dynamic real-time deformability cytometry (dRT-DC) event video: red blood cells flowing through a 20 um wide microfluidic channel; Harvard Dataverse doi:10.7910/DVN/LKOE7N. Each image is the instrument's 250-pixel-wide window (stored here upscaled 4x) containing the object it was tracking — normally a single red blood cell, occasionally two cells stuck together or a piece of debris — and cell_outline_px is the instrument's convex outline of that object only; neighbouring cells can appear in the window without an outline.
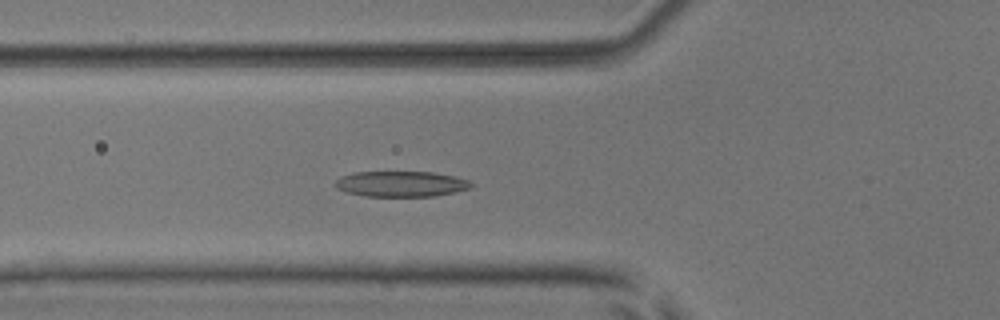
{"species": "common noctule bat (a hibernating species)", "species_latin": "Nyctalus noctula", "temperature_condition": "room temperature", "stored_images_in_passage": 40, "camera_frame_rate_fps": 3000, "um_per_image_px": 0.085, "animal": {"sex": "male", "body_mass_g": 17.9, "forearm_length_mm": 54.2}, "frame": {"image": 1, "passage_image": 7, "time_ms": 2.0, "image_size_px": [1000, 320], "cell_outline_px": [[472, 188], [456, 192], [432, 196], [364, 196], [348, 192], [336, 188], [332, 184], [340, 176], [352, 172], [432, 172], [452, 176], [468, 180], [472, 184]], "centroid_in_image_um": [34.05, 15.63], "position_along_channel_um": 91.8, "area_um2": 20.29}}
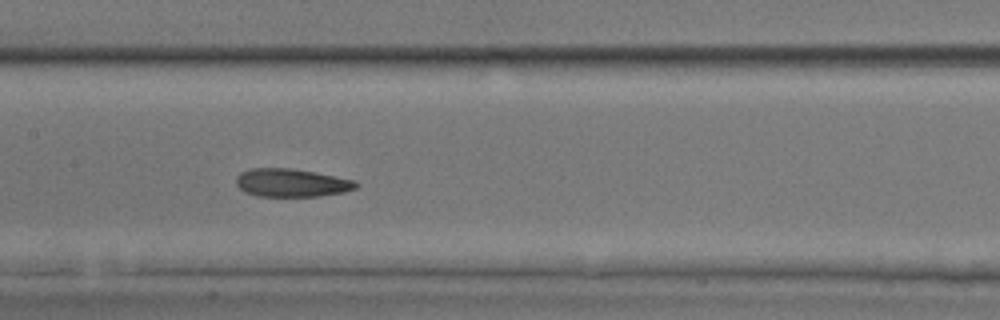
{"frame": {"image": 2, "passage_image": 14, "time_ms": 4.333, "image_size_px": [1000, 320], "cell_outline_px": [[360, 184], [356, 188], [344, 192], [320, 196], [256, 196], [244, 192], [236, 184], [236, 176], [240, 172], [252, 168], [288, 168], [312, 172], [356, 180]], "centroid_in_image_um": [24.77, 15.54], "position_along_channel_um": 182.6, "area_um2": 19.65}}
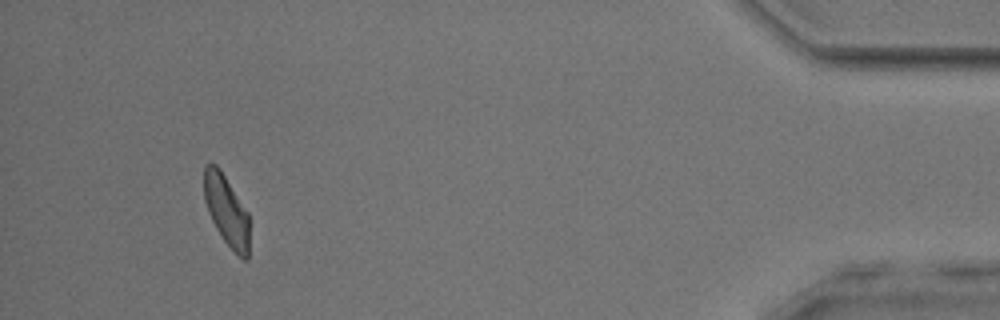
{"frame": {"image": 3, "passage_image": 37, "time_ms": 12.0, "image_size_px": [1000, 320], "cell_outline_px": [[248, 260], [244, 260], [224, 240], [216, 228], [208, 212], [204, 200], [204, 164], [216, 164], [220, 168], [248, 212]], "centroid_in_image_um": [19.23, 17.84], "position_along_channel_um": 416.0, "area_um2": 18.38}, "authors_computed_cell_mechanics": {"area_um2": 19.7387, "velocity_mm_per_s": 3.9004, "shape_relaxation_time_tau1_ms": 4.4735, "shape_relaxation_time_tau2_ms": 1.8052, "deformation_change_tau1": 0.1532, "deformation_change_tau2": 0.1002}}